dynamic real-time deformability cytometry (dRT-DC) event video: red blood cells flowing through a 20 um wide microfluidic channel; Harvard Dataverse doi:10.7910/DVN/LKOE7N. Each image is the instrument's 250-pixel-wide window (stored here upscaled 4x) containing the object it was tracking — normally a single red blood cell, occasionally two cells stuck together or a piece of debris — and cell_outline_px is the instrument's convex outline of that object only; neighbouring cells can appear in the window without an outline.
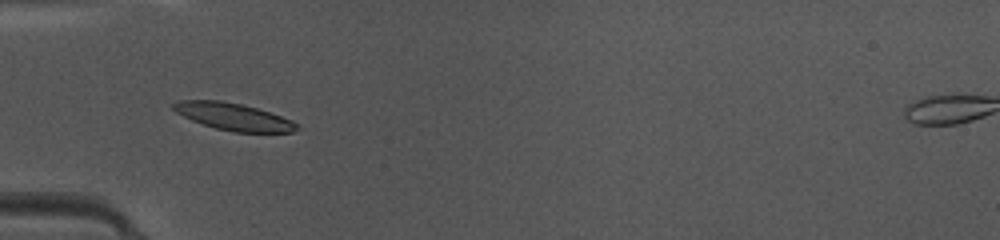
{"species": "common noctule bat (a hibernating species)", "species_latin": "Nyctalus noctula", "temperature_condition": "warm", "stored_images_in_passage": 48, "camera_frame_rate_fps": 3000, "um_per_image_px": 0.085, "animal": {"sex": "female", "body_mass_g": 10.0, "forearm_length_mm": 53.1}, "frame": {"image": 1, "passage_image": 16, "time_ms": 5.0, "image_size_px": [1000, 240], "cell_outline_px": [[300, 128], [292, 132], [232, 132], [216, 128], [192, 120], [176, 112], [172, 108], [172, 104], [180, 100], [220, 100], [240, 104], [256, 108], [292, 120], [300, 124]], "centroid_in_image_um": [19.86, 9.92], "position_along_channel_um": 65.1, "area_um2": 19.36}}
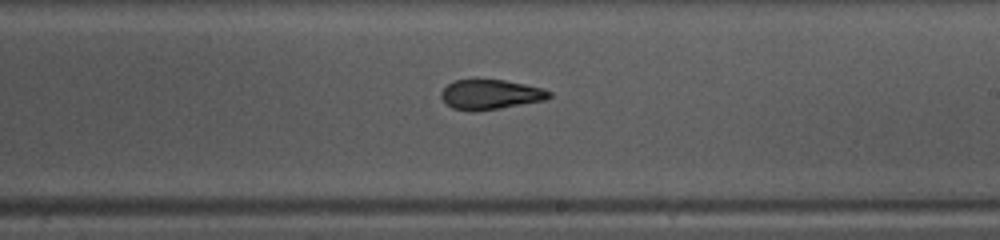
{"frame": {"image": 2, "passage_image": 29, "time_ms": 9.333, "image_size_px": [1000, 240], "cell_outline_px": [[552, 96], [544, 100], [500, 108], [468, 112], [452, 108], [440, 96], [440, 92], [448, 84], [456, 80], [476, 76], [504, 80], [544, 88], [552, 92]], "centroid_in_image_um": [41.66, 7.99], "position_along_channel_um": 247.3, "area_um2": 19.36}}
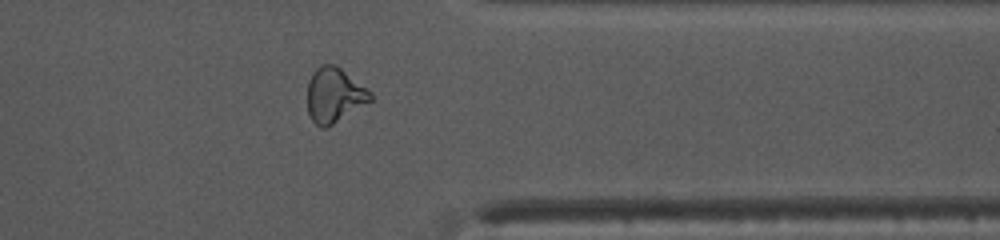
{"frame": {"image": 3, "passage_image": 39, "time_ms": 12.667, "image_size_px": [1000, 240], "cell_outline_px": [[372, 100], [332, 124], [324, 128], [320, 128], [312, 120], [308, 112], [308, 80], [312, 72], [320, 64], [336, 64], [368, 88], [372, 92]], "centroid_in_image_um": [28.41, 8.05], "position_along_channel_um": 383.0, "area_um2": 20.17}, "authors_computed_cell_mechanics": {"area_um2": 19.2763, "velocity_mm_per_s": 4.2173, "shape_relaxation_time_tau1_ms": 3.398, "shape_relaxation_time_tau2_ms": 2.6998, "deformation_change_tau1": 0.1687, "deformation_change_tau2": 0.0787}}